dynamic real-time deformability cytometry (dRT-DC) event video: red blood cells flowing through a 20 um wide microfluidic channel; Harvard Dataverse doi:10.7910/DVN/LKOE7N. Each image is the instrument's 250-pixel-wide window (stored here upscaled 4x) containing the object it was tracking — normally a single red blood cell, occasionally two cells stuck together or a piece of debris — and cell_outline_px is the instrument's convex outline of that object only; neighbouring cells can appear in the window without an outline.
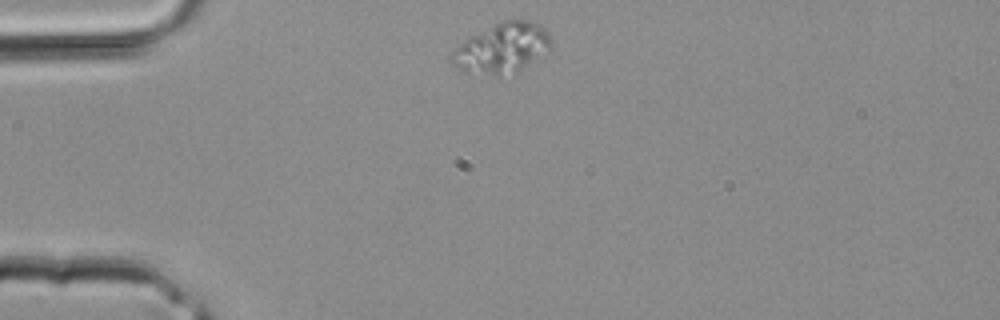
{"species": "common noctule bat (a hibernating species)", "species_latin": "Nyctalus noctula", "temperature_condition": "room temperature", "stored_images_in_passage": 1, "camera_frame_rate_fps": 3000, "um_per_image_px": 0.085, "animal": {"sex": "male", "body_mass_g": 20.4}, "frame": {"image": 1, "passage_image": 1, "time_ms": 0.0, "image_size_px": [1000, 320], "cell_outline_px": [[552, 48], [548, 52], [516, 72], [500, 80], [464, 72], [452, 64], [448, 60], [448, 56], [452, 48], [468, 36], [504, 20], [528, 20], [540, 24], [548, 32], [552, 40]], "centroid_in_image_um": [42.62, 4.15], "position_along_channel_um": 42.4, "area_um2": 30.35}}